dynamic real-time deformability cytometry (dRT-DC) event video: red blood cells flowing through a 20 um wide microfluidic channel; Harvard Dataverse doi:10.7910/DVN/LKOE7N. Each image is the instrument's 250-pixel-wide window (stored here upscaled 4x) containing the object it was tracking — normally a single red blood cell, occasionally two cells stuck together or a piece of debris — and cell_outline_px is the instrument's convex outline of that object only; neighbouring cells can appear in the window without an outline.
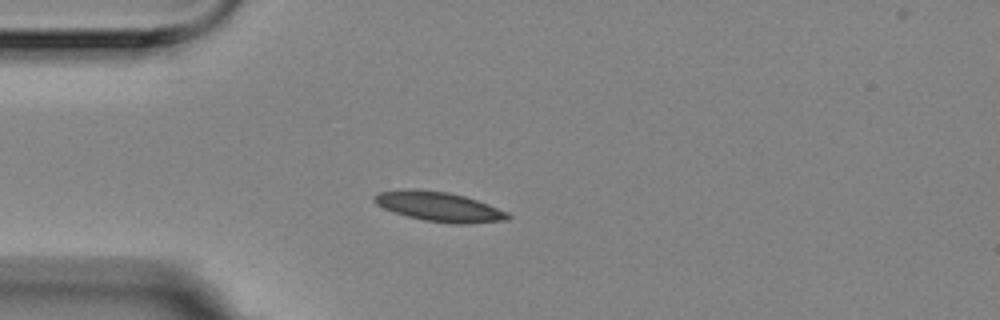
{"species": "Egyptian fruit bat (a non-hibernating species)", "species_latin": "Rousettus aegyptiacus", "temperature_condition": "room temperature", "stored_images_in_passage": 2, "camera_frame_rate_fps": 3000, "um_per_image_px": 0.085, "animal": {"sex": "female"}, "frame": {"image": 1, "passage_image": 1, "time_ms": 0.0, "image_size_px": [1000, 320], "cell_outline_px": [[512, 216], [508, 220], [472, 224], [452, 224], [424, 220], [408, 216], [384, 208], [376, 204], [372, 200], [372, 196], [380, 192], [404, 188], [412, 188], [448, 192], [464, 196], [488, 204], [508, 212]], "centroid_in_image_um": [37.33, 17.56], "position_along_channel_um": 47.7, "area_um2": 23.24}}